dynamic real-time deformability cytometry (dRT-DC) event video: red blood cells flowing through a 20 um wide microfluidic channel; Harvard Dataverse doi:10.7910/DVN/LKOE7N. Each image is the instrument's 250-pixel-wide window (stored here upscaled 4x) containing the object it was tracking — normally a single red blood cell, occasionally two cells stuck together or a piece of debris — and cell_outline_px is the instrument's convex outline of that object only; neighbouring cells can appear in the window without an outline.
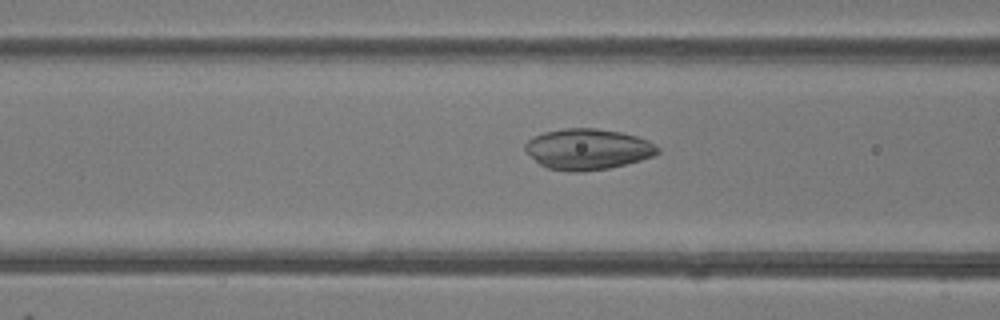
{"species": "common noctule bat (a hibernating species)", "species_latin": "Nyctalus noctula", "temperature_condition": "room temperature", "stored_images_in_passage": 46, "camera_frame_rate_fps": 3000, "um_per_image_px": 0.085, "animal": {"sex": "female"}, "frame": {"image": 1, "passage_image": 20, "time_ms": 6.333, "image_size_px": [1000, 320], "cell_outline_px": [[660, 152], [652, 156], [640, 160], [608, 168], [584, 172], [568, 172], [548, 168], [540, 164], [524, 148], [524, 144], [532, 136], [544, 132], [564, 128], [596, 128], [620, 132], [636, 136], [648, 140], [660, 148]], "centroid_in_image_um": [49.95, 12.68], "position_along_channel_um": 116.6, "area_um2": 31.5}}
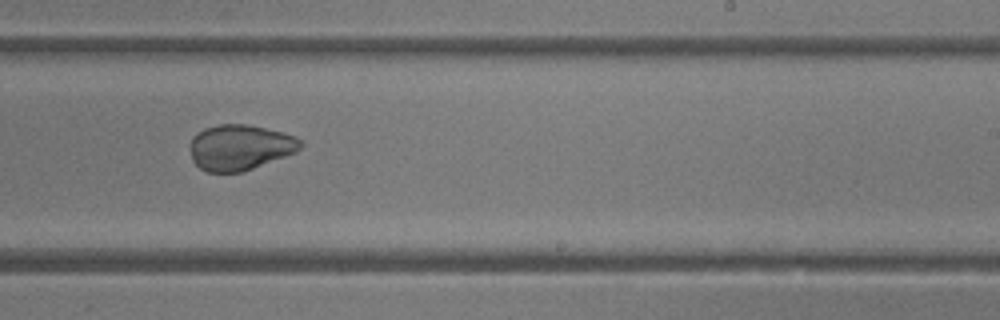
{"frame": {"image": 2, "passage_image": 31, "time_ms": 10.0, "image_size_px": [1000, 320], "cell_outline_px": [[304, 144], [296, 152], [244, 172], [208, 172], [200, 168], [192, 160], [192, 136], [204, 128], [220, 124], [248, 124], [284, 132], [296, 136]], "centroid_in_image_um": [20.43, 12.52], "position_along_channel_um": 268.6, "area_um2": 29.36}}
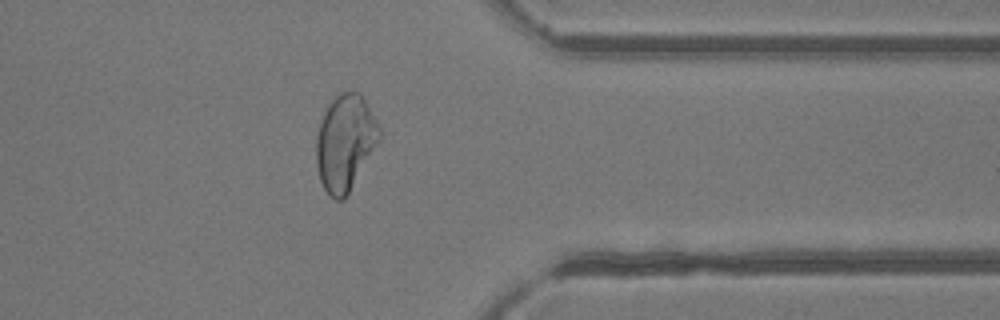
{"frame": {"image": 3, "passage_image": 40, "time_ms": 13.0, "image_size_px": [1000, 320], "cell_outline_px": [[380, 140], [344, 200], [336, 200], [328, 196], [320, 180], [316, 164], [316, 136], [324, 112], [332, 96], [340, 92], [360, 92], [376, 120], [380, 128]], "centroid_in_image_um": [29.32, 12.12], "position_along_channel_um": 382.1, "area_um2": 35.32}}